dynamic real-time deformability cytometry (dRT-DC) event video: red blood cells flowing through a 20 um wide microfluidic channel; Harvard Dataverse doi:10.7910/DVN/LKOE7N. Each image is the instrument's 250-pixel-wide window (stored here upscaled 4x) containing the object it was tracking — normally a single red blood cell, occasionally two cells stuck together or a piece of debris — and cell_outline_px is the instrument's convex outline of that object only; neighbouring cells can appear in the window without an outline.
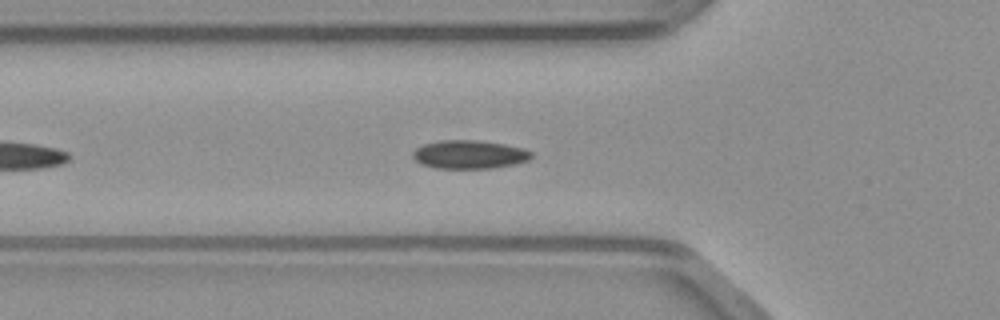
{"species": "common noctule bat (a hibernating species)", "species_latin": "Nyctalus noctula", "temperature_condition": "warm", "stored_images_in_passage": 22, "camera_frame_rate_fps": 3000, "um_per_image_px": 0.085, "animal": {"sex": "male", "body_mass_g": 23.1, "forearm_length_mm": 52.7}, "frame": {"image": 1, "passage_image": 7, "time_ms": 2.0, "image_size_px": [1000, 320], "cell_outline_px": [[532, 156], [528, 160], [512, 164], [492, 168], [436, 168], [420, 164], [412, 156], [412, 152], [416, 148], [424, 144], [440, 140], [476, 140], [504, 144], [524, 148], [532, 152]], "centroid_in_image_um": [39.87, 13.12], "position_along_channel_um": 85.9, "area_um2": 19.59}}
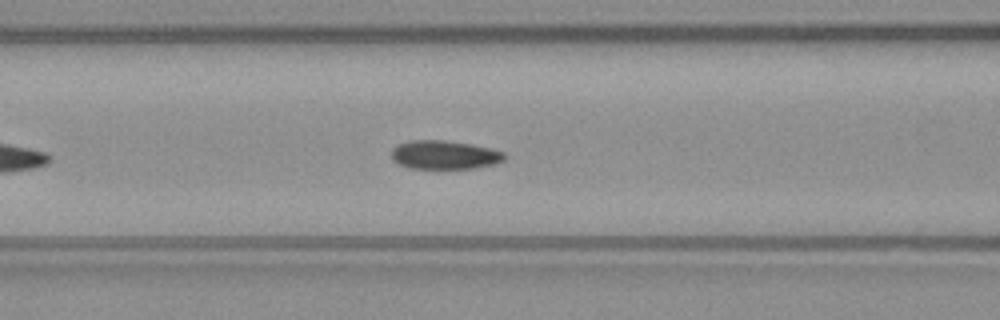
{"frame": {"image": 2, "passage_image": 10, "time_ms": 3.0, "image_size_px": [1000, 320], "cell_outline_px": [[508, 156], [504, 160], [496, 164], [476, 168], [408, 168], [392, 160], [392, 148], [400, 144], [412, 140], [444, 140], [472, 144], [492, 148], [504, 152]], "centroid_in_image_um": [37.84, 13.16], "position_along_channel_um": 128.8, "area_um2": 19.02}}